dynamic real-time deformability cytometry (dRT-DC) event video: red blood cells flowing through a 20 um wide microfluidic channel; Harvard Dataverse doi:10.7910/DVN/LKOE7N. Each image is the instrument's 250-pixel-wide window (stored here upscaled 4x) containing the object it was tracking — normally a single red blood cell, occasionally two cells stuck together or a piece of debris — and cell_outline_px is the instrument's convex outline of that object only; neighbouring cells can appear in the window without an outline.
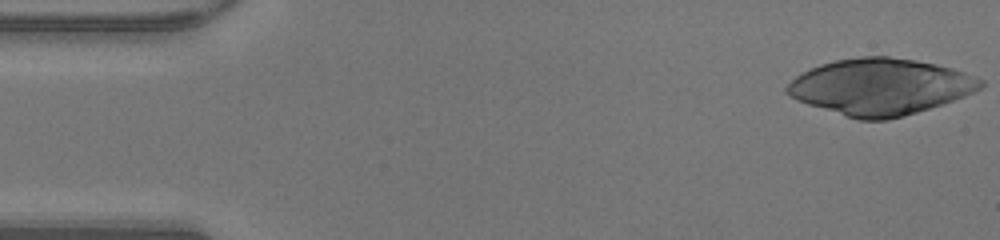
{"species": "human", "species_latin": "Homo sapiens", "temperature_condition": "warm", "stored_images_in_passage": 25, "camera_frame_rate_fps": 3000, "um_per_image_px": 0.085, "donor": {"sex": "male"}, "frame": {"image": 1, "passage_image": 1, "time_ms": 0.0, "image_size_px": [1000, 240], "cell_outline_px": [[984, 84], [980, 88], [964, 96], [904, 116], [888, 120], [860, 120], [808, 104], [796, 100], [784, 92], [784, 88], [796, 76], [820, 64], [836, 60], [860, 56], [888, 56], [916, 60], [936, 64], [952, 68], [964, 72], [984, 80]], "centroid_in_image_um": [74.81, 7.36], "position_along_channel_um": 10.2, "area_um2": 63.06}}
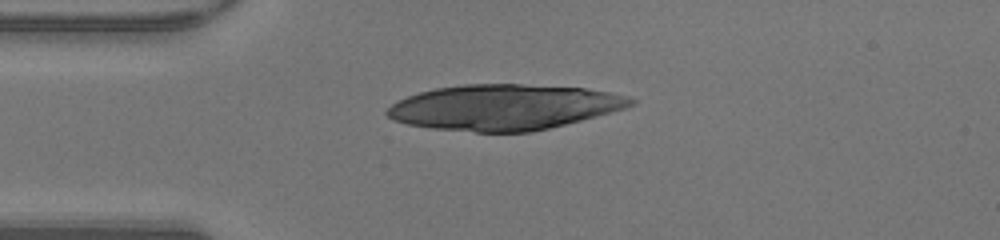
{"frame": {"image": 2, "passage_image": 11, "time_ms": 3.333, "image_size_px": [1000, 240], "cell_outline_px": [[636, 104], [628, 108], [532, 132], [476, 132], [432, 128], [408, 124], [396, 120], [388, 116], [384, 112], [392, 104], [408, 96], [420, 92], [436, 88], [464, 84], [524, 84], [584, 88], [608, 92], [628, 96], [636, 100]], "centroid_in_image_um": [42.87, 9.11], "position_along_channel_um": 42.1, "area_um2": 64.33}}